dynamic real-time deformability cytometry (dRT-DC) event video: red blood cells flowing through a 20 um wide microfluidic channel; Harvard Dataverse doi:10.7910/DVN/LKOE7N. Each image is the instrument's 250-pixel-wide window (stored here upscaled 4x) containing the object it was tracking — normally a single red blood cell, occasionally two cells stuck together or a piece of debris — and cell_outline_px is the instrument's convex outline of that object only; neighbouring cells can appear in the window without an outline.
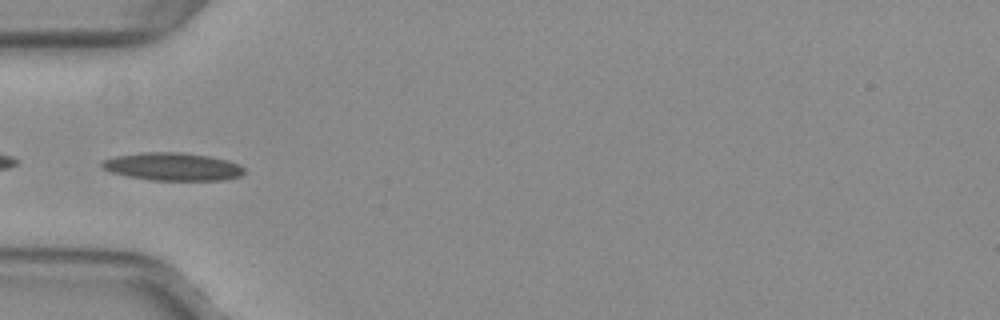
{"species": "common noctule bat (a hibernating species)", "species_latin": "Nyctalus noctula", "temperature_condition": "warm", "stored_images_in_passage": 31, "camera_frame_rate_fps": 3000, "um_per_image_px": 0.085, "animal": {"sex": "female", "body_mass_g": 29.2, "forearm_length_mm": 56.3}, "frame": {"image": 1, "passage_image": 1, "time_ms": 0.0, "image_size_px": [1000, 320], "cell_outline_px": [[244, 172], [240, 176], [224, 180], [148, 180], [128, 176], [112, 172], [100, 168], [100, 164], [104, 160], [116, 156], [144, 152], [180, 152], [208, 156], [228, 160], [244, 168]], "centroid_in_image_um": [14.65, 14.17], "position_along_channel_um": 70.3, "area_um2": 23.0}, "authors_computed_cell_mechanics": {"area_um2": 20.808, "velocity_mm_per_s": 3.9967, "shape_relaxation_time_tau1_ms": null, "shape_relaxation_time_tau2_ms": 2.9166, "deformation_change_tau1": null, "deformation_change_tau2": 0.0998}}